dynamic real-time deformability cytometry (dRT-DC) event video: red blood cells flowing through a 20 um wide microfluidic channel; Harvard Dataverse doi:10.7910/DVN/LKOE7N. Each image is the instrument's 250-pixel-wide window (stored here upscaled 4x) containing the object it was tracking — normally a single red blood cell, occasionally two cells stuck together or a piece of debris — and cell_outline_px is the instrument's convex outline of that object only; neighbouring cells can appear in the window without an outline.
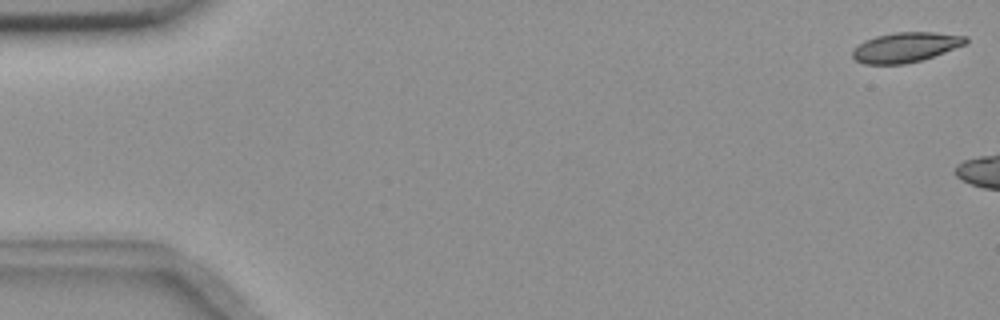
{"species": "common noctule bat (a hibernating species)", "species_latin": "Nyctalus noctula", "temperature_condition": "room temperature", "stored_images_in_passage": 7, "camera_frame_rate_fps": 3000, "um_per_image_px": 0.085, "animal": {"sex": "female", "body_mass_g": 18.4}, "frame": {"image": 1, "passage_image": 1, "time_ms": 0.0, "image_size_px": [1000, 320], "cell_outline_px": [[968, 44], [920, 60], [904, 64], [864, 64], [856, 60], [852, 56], [852, 52], [864, 40], [876, 36], [896, 32], [932, 32], [968, 36]], "centroid_in_image_um": [77.0, 4.01], "position_along_channel_um": 8.0, "area_um2": 19.59}}